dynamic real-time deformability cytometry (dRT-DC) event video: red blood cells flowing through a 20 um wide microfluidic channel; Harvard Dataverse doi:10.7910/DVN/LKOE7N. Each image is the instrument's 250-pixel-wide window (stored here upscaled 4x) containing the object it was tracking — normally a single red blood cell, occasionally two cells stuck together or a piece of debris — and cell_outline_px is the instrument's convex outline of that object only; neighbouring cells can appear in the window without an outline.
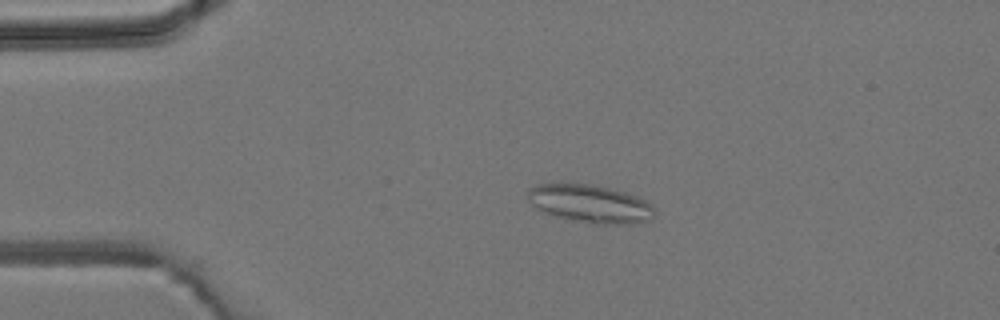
{"species": "common noctule bat (a hibernating species)", "species_latin": "Nyctalus noctula", "temperature_condition": "room temperature", "stored_images_in_passage": 3, "camera_frame_rate_fps": 3000, "um_per_image_px": 0.085, "animal": {"sex": "male", "body_mass_g": 19.2, "forearm_length_mm": 51.8}, "frame": {"image": 1, "passage_image": 2, "time_ms": 1.333, "image_size_px": [1000, 320], "cell_outline_px": [[656, 212], [648, 220], [640, 224], [592, 224], [572, 220], [544, 212], [536, 208], [528, 200], [528, 188], [536, 184], [588, 184], [608, 188], [624, 192], [636, 196], [652, 204], [656, 208]], "centroid_in_image_um": [50.19, 17.33], "position_along_channel_um": 34.8, "area_um2": 28.09}}